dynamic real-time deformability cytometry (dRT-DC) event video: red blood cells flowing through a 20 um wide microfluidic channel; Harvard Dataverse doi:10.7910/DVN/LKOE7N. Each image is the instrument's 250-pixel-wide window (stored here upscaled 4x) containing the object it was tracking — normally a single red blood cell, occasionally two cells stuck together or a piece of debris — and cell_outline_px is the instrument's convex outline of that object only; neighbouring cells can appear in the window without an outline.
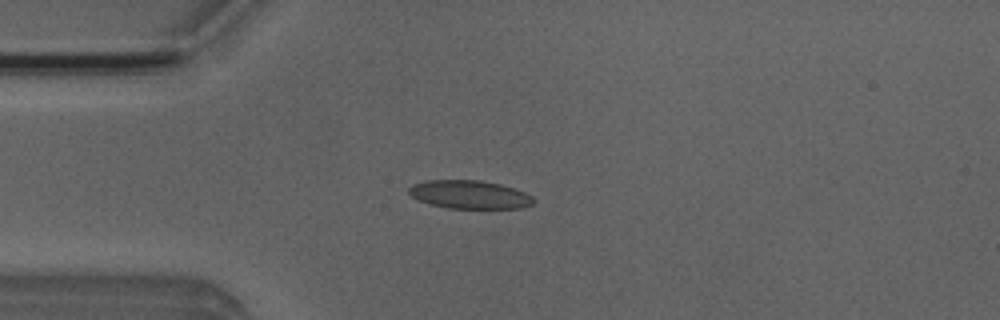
{"species": "Egyptian fruit bat (a non-hibernating species)", "species_latin": "Rousettus aegyptiacus", "temperature_condition": "room temperature", "stored_images_in_passage": 4, "camera_frame_rate_fps": 3000, "um_per_image_px": 0.085, "animal": {"sex": "male"}, "frame": {"image": 1, "passage_image": 4, "time_ms": 3.333, "image_size_px": [1000, 320], "cell_outline_px": [[536, 200], [532, 204], [524, 208], [448, 208], [432, 204], [420, 200], [412, 196], [408, 192], [408, 188], [412, 184], [424, 180], [480, 180], [500, 184], [524, 192], [532, 196]], "centroid_in_image_um": [39.92, 16.53], "position_along_channel_um": 45.1, "area_um2": 20.52}}